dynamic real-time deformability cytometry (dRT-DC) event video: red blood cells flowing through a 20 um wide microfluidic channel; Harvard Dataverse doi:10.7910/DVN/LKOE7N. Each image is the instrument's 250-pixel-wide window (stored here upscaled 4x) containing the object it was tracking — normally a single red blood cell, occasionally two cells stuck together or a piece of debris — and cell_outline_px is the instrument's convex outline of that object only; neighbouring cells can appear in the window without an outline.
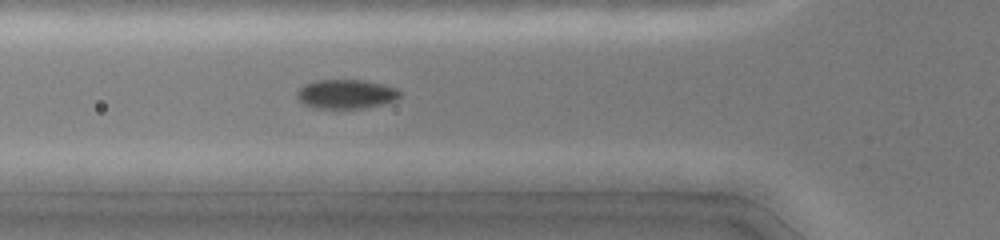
{"species": "common noctule bat (a hibernating species)", "species_latin": "Nyctalus noctula", "temperature_condition": "cold", "stored_images_in_passage": 35, "camera_frame_rate_fps": 3000, "um_per_image_px": 0.085, "animal": {"sex": "female", "body_mass_g": 19.0, "forearm_length_mm": 51.5}, "frame": {"image": 1, "passage_image": 16, "time_ms": 5.0, "image_size_px": [1000, 240], "cell_outline_px": [[400, 96], [396, 100], [380, 104], [360, 108], [312, 108], [304, 104], [296, 96], [296, 92], [304, 84], [316, 80], [364, 80], [384, 84], [396, 88], [400, 92]], "centroid_in_image_um": [29.39, 7.98], "position_along_channel_um": 96.4, "area_um2": 17.46}}
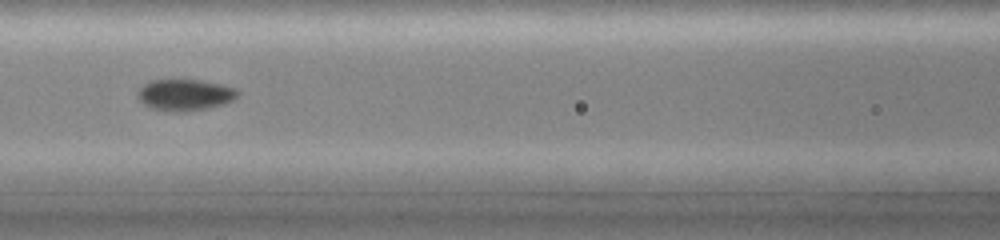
{"frame": {"image": 2, "passage_image": 20, "time_ms": 6.333, "image_size_px": [1000, 240], "cell_outline_px": [[240, 92], [232, 100], [224, 104], [208, 108], [180, 112], [176, 112], [152, 108], [144, 104], [136, 96], [136, 92], [148, 80], [200, 80], [220, 84], [236, 88]], "centroid_in_image_um": [15.7, 8.06], "position_along_channel_um": 150.9, "area_um2": 18.26}}